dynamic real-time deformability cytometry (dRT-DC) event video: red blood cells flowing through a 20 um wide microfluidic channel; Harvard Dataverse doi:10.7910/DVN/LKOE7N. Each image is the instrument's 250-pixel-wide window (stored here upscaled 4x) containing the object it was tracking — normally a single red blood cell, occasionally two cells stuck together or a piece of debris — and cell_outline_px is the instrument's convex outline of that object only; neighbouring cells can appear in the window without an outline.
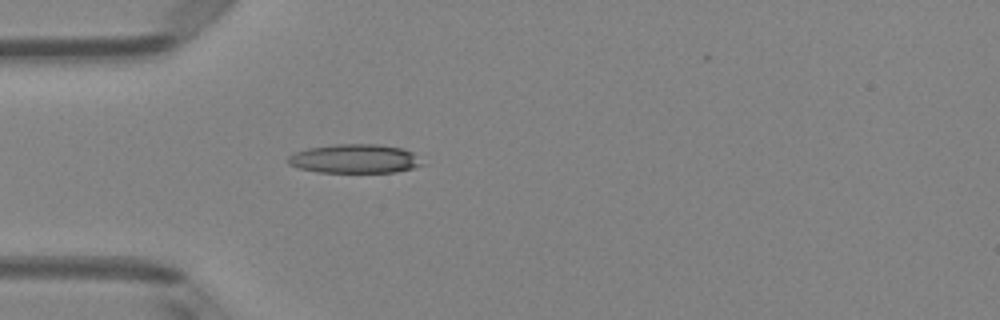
{"species": "Egyptian fruit bat (a non-hibernating species)", "species_latin": "Rousettus aegyptiacus", "temperature_condition": "room temperature", "stored_images_in_passage": 37, "camera_frame_rate_fps": 3000, "um_per_image_px": 0.085, "animal": {"sex": "female"}, "frame": {"image": 1, "passage_image": 1, "time_ms": 0.0, "image_size_px": [1000, 320], "cell_outline_px": [[424, 164], [412, 168], [396, 172], [316, 172], [300, 168], [288, 164], [288, 156], [292, 152], [308, 148], [336, 144], [376, 144], [400, 148], [412, 152]], "centroid_in_image_um": [30.11, 13.49], "position_along_channel_um": 54.9, "area_um2": 22.54}}
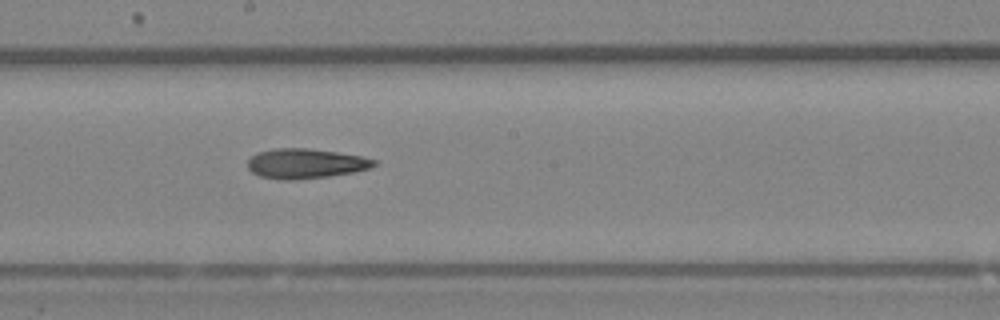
{"frame": {"image": 2, "passage_image": 14, "time_ms": 4.333, "image_size_px": [1000, 320], "cell_outline_px": [[376, 164], [368, 168], [352, 172], [328, 176], [296, 180], [280, 180], [260, 176], [252, 172], [248, 168], [248, 160], [252, 156], [260, 152], [276, 148], [308, 148], [336, 152], [360, 156], [376, 160]], "centroid_in_image_um": [25.94, 13.91], "position_along_channel_um": 222.3, "area_um2": 21.73}}
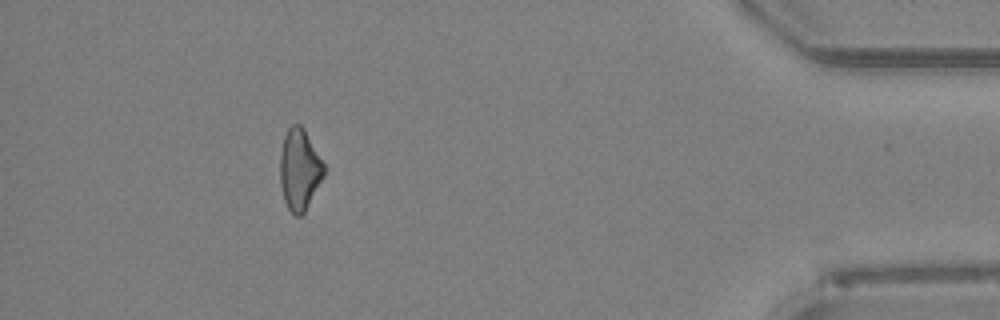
{"frame": {"image": 3, "passage_image": 32, "time_ms": 10.333, "image_size_px": [1000, 320], "cell_outline_px": [[328, 168], [324, 176], [304, 212], [300, 216], [296, 216], [288, 208], [284, 200], [280, 184], [280, 152], [284, 136], [288, 128], [292, 124], [300, 124], [304, 128]], "centroid_in_image_um": [25.48, 14.38], "position_along_channel_um": 409.7, "area_um2": 21.04}, "authors_computed_cell_mechanics": {"area_um2": 21.6172, "velocity_mm_per_s": 4.0349, "shape_relaxation_time_tau1_ms": null, "shape_relaxation_time_tau2_ms": 6.2559, "deformation_change_tau1": null, "deformation_change_tau2": 0.1946}}